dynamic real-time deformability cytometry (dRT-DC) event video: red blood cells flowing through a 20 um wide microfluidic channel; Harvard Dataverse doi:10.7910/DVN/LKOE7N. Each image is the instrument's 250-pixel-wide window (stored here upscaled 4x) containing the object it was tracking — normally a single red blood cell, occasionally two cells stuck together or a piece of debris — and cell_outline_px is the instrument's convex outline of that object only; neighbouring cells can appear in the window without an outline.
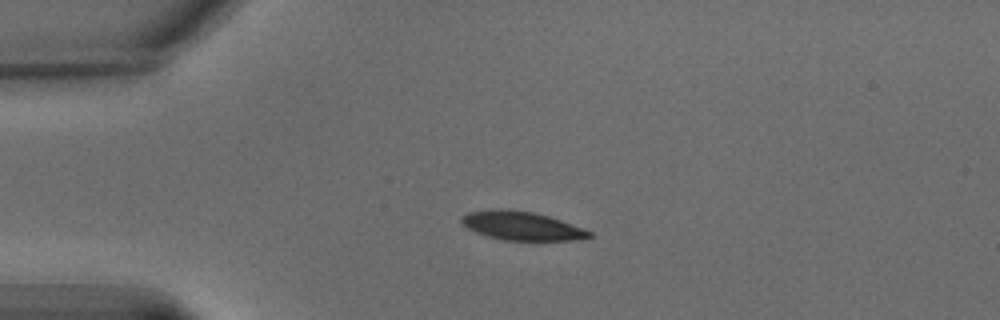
{"species": "common noctule bat (a hibernating species)", "species_latin": "Nyctalus noctula", "temperature_condition": "warm", "stored_images_in_passage": 50, "camera_frame_rate_fps": 3000, "um_per_image_px": 0.085, "animal": {"sex": "male", "body_mass_g": 15.6}, "frame": {"image": 1, "passage_image": 1, "time_ms": 0.0, "image_size_px": [1000, 320], "cell_outline_px": [[592, 236], [580, 240], [504, 240], [488, 236], [476, 232], [468, 228], [460, 220], [460, 216], [468, 212], [492, 208], [504, 208], [532, 212], [548, 216], [560, 220], [592, 232]], "centroid_in_image_um": [44.31, 19.18], "position_along_channel_um": 40.7, "area_um2": 21.27}}
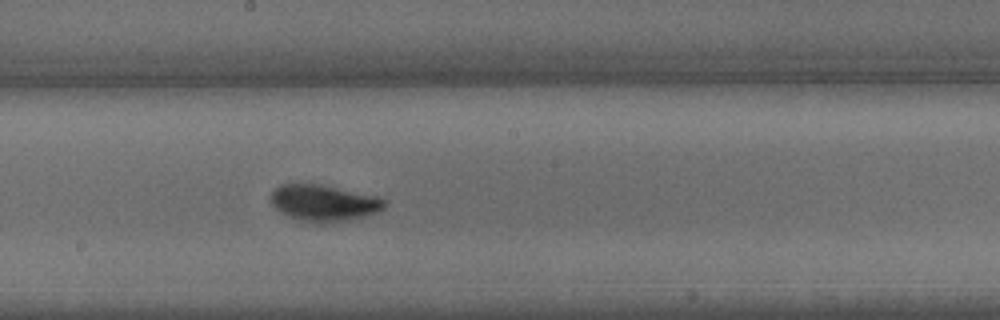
{"frame": {"image": 2, "passage_image": 21, "time_ms": 6.667, "image_size_px": [1000, 320], "cell_outline_px": [[388, 204], [384, 208], [376, 212], [364, 216], [332, 224], [312, 224], [288, 216], [280, 212], [268, 200], [272, 192], [280, 184], [320, 184], [376, 196], [388, 200]], "centroid_in_image_um": [27.52, 17.27], "position_along_channel_um": 220.7, "area_um2": 24.51}}
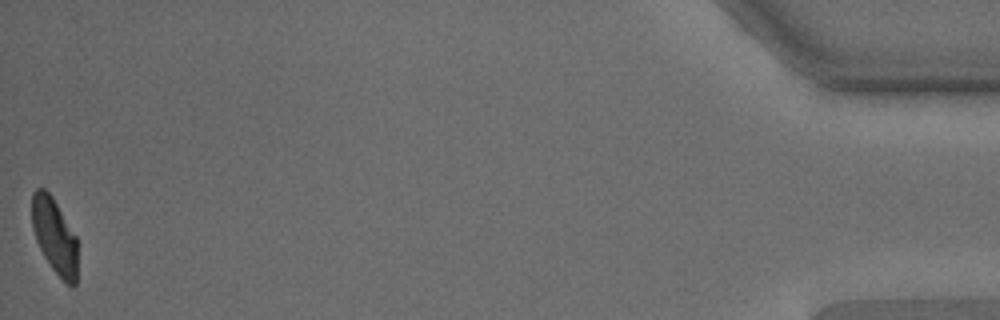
{"frame": {"image": 3, "passage_image": 50, "time_ms": 16.333, "image_size_px": [1000, 320], "cell_outline_px": [[76, 284], [72, 288], [52, 268], [44, 256], [36, 240], [32, 228], [32, 192], [36, 188], [44, 188], [52, 196], [76, 236]], "centroid_in_image_um": [4.61, 20.02], "position_along_channel_um": 430.6, "area_um2": 19.77}, "authors_computed_cell_mechanics": {"area_um2": 22.5131, "velocity_mm_per_s": 3.1422, "shape_relaxation_time_tau1_ms": 3.1576, "shape_relaxation_time_tau2_ms": 1.1189, "deformation_change_tau1": 0.1566, "deformation_change_tau2": 0.0482}}